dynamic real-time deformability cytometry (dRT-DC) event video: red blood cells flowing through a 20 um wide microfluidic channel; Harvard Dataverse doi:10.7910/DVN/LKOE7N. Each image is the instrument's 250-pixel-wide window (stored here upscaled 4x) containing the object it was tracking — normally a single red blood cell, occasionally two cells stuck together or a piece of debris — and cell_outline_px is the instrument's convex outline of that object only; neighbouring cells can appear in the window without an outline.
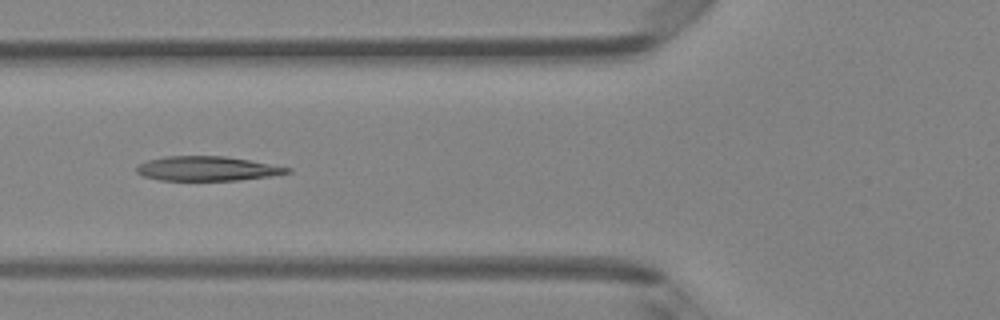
{"species": "Egyptian fruit bat (a non-hibernating species)", "species_latin": "Rousettus aegyptiacus", "temperature_condition": "room temperature", "stored_images_in_passage": 6, "camera_frame_rate_fps": 3000, "um_per_image_px": 0.085, "animal": {"sex": "female"}, "frame": {"image": 1, "passage_image": 6, "time_ms": 1.667, "image_size_px": [1000, 320], "cell_outline_px": [[292, 172], [272, 176], [240, 180], [160, 180], [144, 176], [136, 172], [136, 168], [140, 164], [148, 160], [164, 156], [224, 156], [248, 160], [292, 168]], "centroid_in_image_um": [17.63, 14.33], "position_along_channel_um": 108.2, "area_um2": 21.39}}